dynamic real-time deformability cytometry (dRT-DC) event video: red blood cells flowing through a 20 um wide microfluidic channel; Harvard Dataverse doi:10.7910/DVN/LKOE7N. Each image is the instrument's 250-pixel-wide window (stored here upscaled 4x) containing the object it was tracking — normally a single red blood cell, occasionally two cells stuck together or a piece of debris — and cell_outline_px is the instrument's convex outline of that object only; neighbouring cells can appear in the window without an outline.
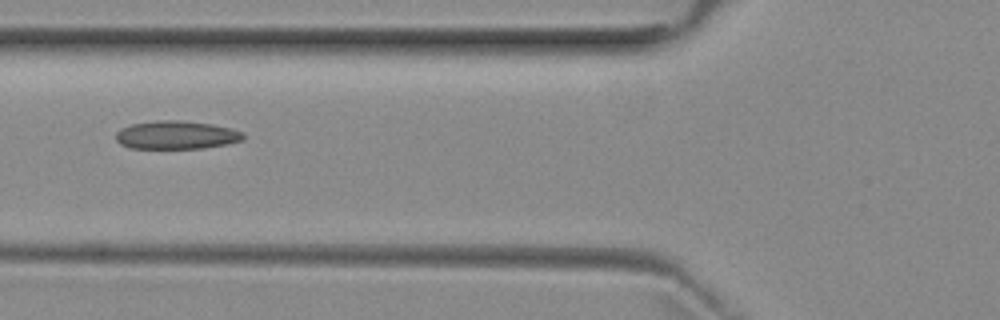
{"species": "common noctule bat (a hibernating species)", "species_latin": "Nyctalus noctula", "temperature_condition": "room temperature", "stored_images_in_passage": 6, "camera_frame_rate_fps": 3000, "um_per_image_px": 0.085, "animal": {"sex": "female", "body_mass_g": 29.2, "forearm_length_mm": 56.3}, "frame": {"image": 1, "passage_image": 5, "time_ms": 4.667, "image_size_px": [1000, 320], "cell_outline_px": [[244, 140], [228, 144], [200, 148], [132, 148], [120, 144], [116, 140], [116, 132], [120, 128], [132, 124], [156, 120], [176, 120], [212, 124], [232, 128], [244, 132]], "centroid_in_image_um": [15.01, 11.47], "position_along_channel_um": 110.8, "area_um2": 21.04}}
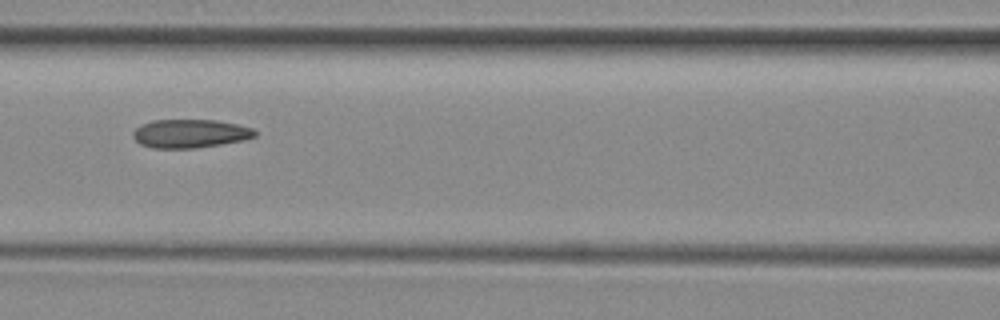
{"frame": {"image": 2, "passage_image": 6, "time_ms": 5.667, "image_size_px": [1000, 320], "cell_outline_px": [[256, 136], [244, 140], [196, 148], [152, 148], [140, 144], [132, 136], [132, 132], [140, 124], [152, 120], [216, 120], [236, 124], [252, 128], [256, 132]], "centroid_in_image_um": [16.12, 11.35], "position_along_channel_um": 150.5, "area_um2": 20.29}}